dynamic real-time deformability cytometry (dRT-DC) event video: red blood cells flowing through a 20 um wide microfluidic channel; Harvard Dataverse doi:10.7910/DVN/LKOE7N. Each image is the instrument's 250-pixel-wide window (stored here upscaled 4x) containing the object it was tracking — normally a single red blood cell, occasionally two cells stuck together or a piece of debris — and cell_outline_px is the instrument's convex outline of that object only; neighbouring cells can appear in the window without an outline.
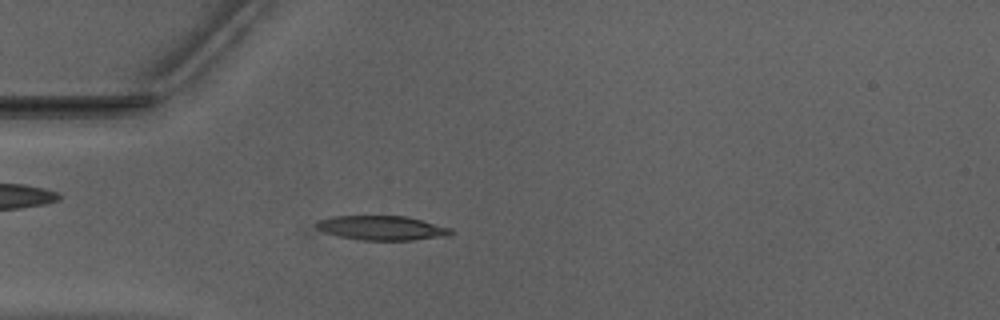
{"species": "Egyptian fruit bat (a non-hibernating species)", "species_latin": "Rousettus aegyptiacus", "temperature_condition": "warm", "stored_images_in_passage": 33, "camera_frame_rate_fps": 3000, "um_per_image_px": 0.085, "animal": {"sex": "male"}, "frame": {"image": 1, "passage_image": 5, "time_ms": 1.333, "image_size_px": [1000, 320], "cell_outline_px": [[456, 232], [448, 236], [412, 240], [360, 240], [304, 236], [300, 232], [316, 220], [332, 216], [408, 216], [452, 228]], "centroid_in_image_um": [31.95, 19.41], "position_along_channel_um": 53.1, "area_um2": 21.5}}
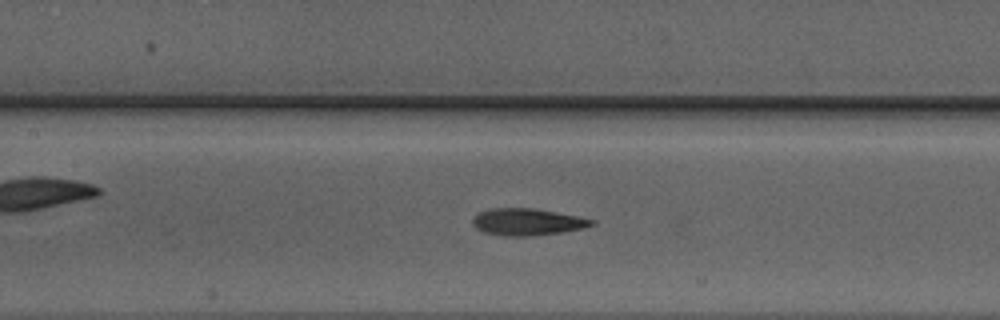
{"frame": {"image": 2, "passage_image": 14, "time_ms": 4.333, "image_size_px": [1000, 320], "cell_outline_px": [[596, 224], [584, 228], [560, 232], [532, 236], [504, 236], [484, 232], [476, 228], [472, 224], [472, 216], [476, 212], [488, 208], [536, 208], [596, 220]], "centroid_in_image_um": [44.77, 18.85], "position_along_channel_um": 162.6, "area_um2": 18.9}}
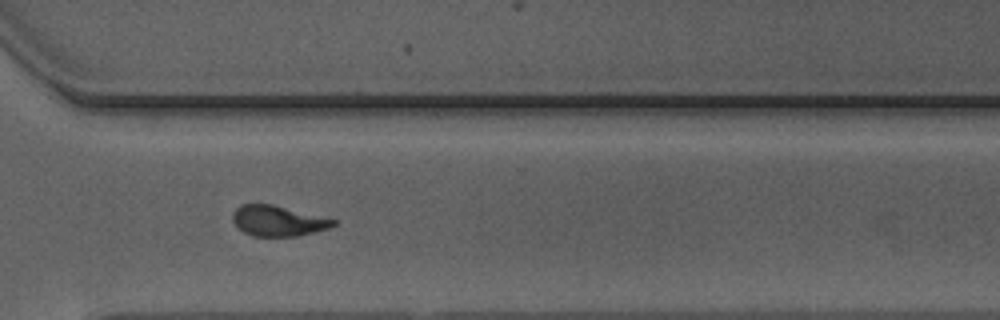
{"frame": {"image": 3, "passage_image": 28, "time_ms": 9.0, "image_size_px": [1000, 320], "cell_outline_px": [[336, 224], [328, 228], [296, 236], [252, 236], [244, 232], [232, 220], [232, 212], [240, 204], [272, 204], [336, 220]], "centroid_in_image_um": [23.58, 18.76], "position_along_channel_um": 347.0, "area_um2": 17.63}}